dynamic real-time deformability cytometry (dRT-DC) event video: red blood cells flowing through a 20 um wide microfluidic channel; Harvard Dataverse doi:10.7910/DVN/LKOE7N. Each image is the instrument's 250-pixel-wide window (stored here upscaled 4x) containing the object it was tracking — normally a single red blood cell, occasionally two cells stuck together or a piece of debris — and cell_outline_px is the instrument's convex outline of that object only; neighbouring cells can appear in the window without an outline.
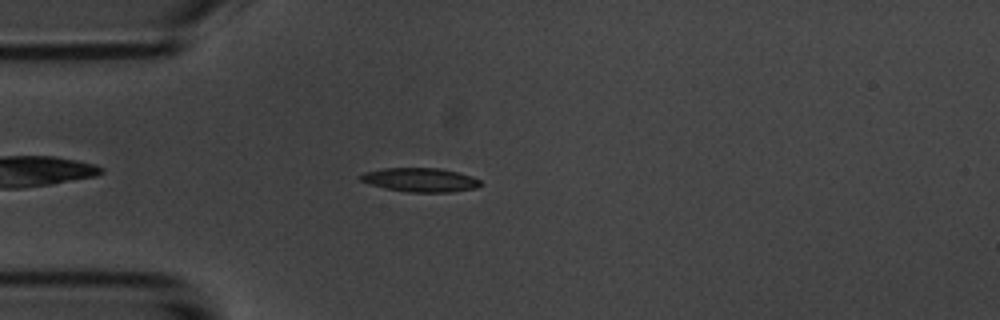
{"species": "common noctule bat (a hibernating species)", "species_latin": "Nyctalus noctula", "temperature_condition": "room temperature", "stored_images_in_passage": 1, "camera_frame_rate_fps": 3000, "um_per_image_px": 0.085, "animal": {"sex": "male", "body_mass_g": 20.1, "forearm_length_mm": 53.5}, "frame": {"image": 1, "passage_image": 1, "time_ms": 0.0, "image_size_px": [1000, 320], "cell_outline_px": [[484, 184], [476, 188], [452, 192], [408, 192], [384, 188], [360, 180], [356, 176], [364, 172], [384, 168], [440, 168], [472, 176], [480, 180]], "centroid_in_image_um": [35.73, 15.29], "position_along_channel_um": 49.3, "area_um2": 16.82}}